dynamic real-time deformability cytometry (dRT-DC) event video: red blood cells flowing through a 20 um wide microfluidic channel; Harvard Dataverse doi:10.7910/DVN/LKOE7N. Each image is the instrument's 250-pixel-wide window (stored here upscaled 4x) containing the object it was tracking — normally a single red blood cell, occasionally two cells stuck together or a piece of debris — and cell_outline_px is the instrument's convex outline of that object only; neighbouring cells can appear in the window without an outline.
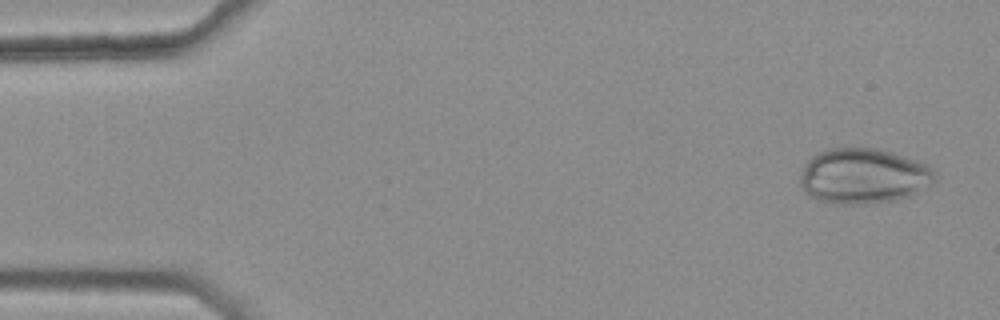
{"species": "common noctule bat (a hibernating species)", "species_latin": "Nyctalus noctula", "temperature_condition": "warm", "stored_images_in_passage": 45, "camera_frame_rate_fps": 3000, "um_per_image_px": 0.085, "animal": {"sex": "female", "body_mass_g": 25.1}, "frame": {"image": 1, "passage_image": 3, "time_ms": 0.667, "image_size_px": [1000, 320], "cell_outline_px": [[936, 180], [932, 184], [908, 196], [896, 200], [868, 204], [840, 204], [820, 200], [804, 192], [800, 184], [800, 176], [804, 164], [812, 156], [828, 148], [876, 148], [892, 152], [928, 164], [936, 172]], "centroid_in_image_um": [73.41, 14.96], "position_along_channel_um": 11.6, "area_um2": 43.58}}
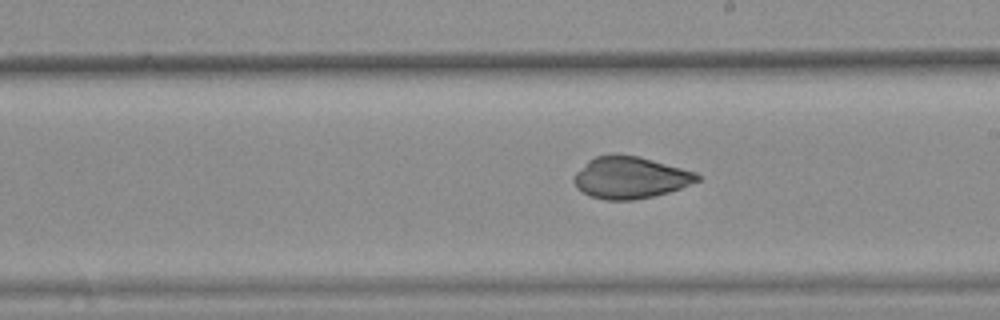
{"frame": {"image": 2, "passage_image": 30, "time_ms": 9.667, "image_size_px": [1000, 320], "cell_outline_px": [[700, 180], [680, 188], [668, 192], [652, 196], [632, 200], [604, 200], [592, 196], [576, 188], [572, 180], [572, 176], [588, 160], [596, 156], [640, 156], [696, 172], [700, 176]], "centroid_in_image_um": [53.56, 15.11], "position_along_channel_um": 235.4, "area_um2": 29.71}}
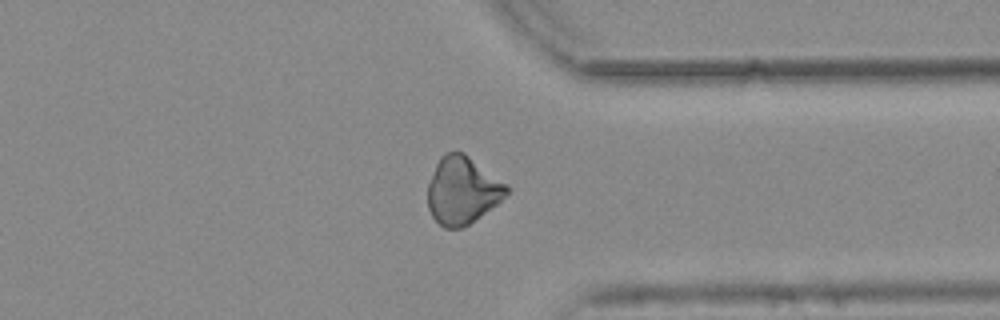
{"frame": {"image": 3, "passage_image": 41, "time_ms": 13.333, "image_size_px": [1000, 320], "cell_outline_px": [[508, 192], [496, 204], [464, 228], [444, 228], [432, 216], [428, 208], [428, 184], [436, 164], [440, 156], [444, 152], [464, 152], [508, 184]], "centroid_in_image_um": [39.29, 16.17], "position_along_channel_um": 372.1, "area_um2": 30.92}}